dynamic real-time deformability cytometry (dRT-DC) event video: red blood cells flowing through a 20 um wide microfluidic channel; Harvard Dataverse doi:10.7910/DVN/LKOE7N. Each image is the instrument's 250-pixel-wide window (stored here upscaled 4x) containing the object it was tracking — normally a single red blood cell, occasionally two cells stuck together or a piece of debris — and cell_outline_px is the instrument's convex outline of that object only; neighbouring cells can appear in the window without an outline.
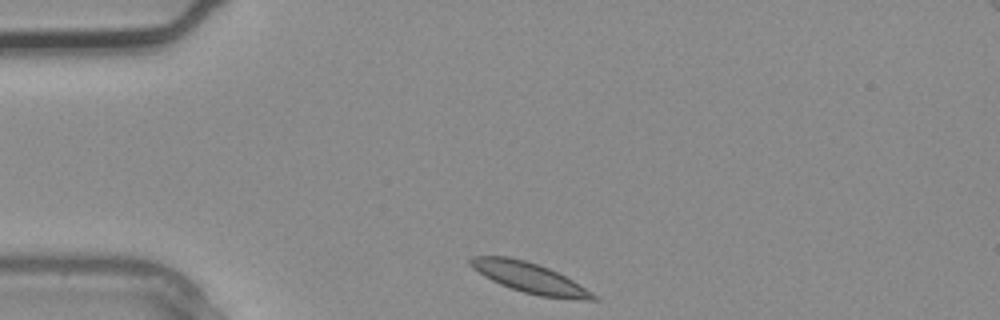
{"species": "common noctule bat (a hibernating species)", "species_latin": "Nyctalus noctula", "temperature_condition": "warm", "stored_images_in_passage": 2, "camera_frame_rate_fps": 3000, "um_per_image_px": 0.085, "animal": {"sex": "male", "body_mass_g": 20.4}, "frame": {"image": 1, "passage_image": 1, "time_ms": 0.0, "image_size_px": [1000, 320], "cell_outline_px": [[600, 300], [584, 300], [540, 296], [524, 292], [500, 284], [484, 276], [472, 268], [468, 264], [468, 260], [472, 256], [508, 256], [524, 260], [548, 268], [572, 280], [592, 292]], "centroid_in_image_um": [44.98, 23.6], "position_along_channel_um": 40.0, "area_um2": 21.39}}